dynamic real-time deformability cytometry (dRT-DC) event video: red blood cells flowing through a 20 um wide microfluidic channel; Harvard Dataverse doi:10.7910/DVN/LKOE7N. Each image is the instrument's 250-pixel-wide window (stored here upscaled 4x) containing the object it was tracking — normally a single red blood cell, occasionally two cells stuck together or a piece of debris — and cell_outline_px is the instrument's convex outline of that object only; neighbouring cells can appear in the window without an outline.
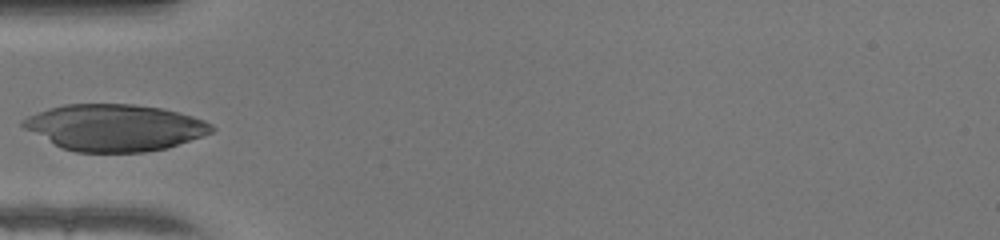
{"species": "human", "species_latin": "Homo sapiens", "temperature_condition": "warm", "stored_images_in_passage": 24, "camera_frame_rate_fps": 3000, "um_per_image_px": 0.085, "donor": {"sex": "female"}, "frame": {"image": 1, "passage_image": 1, "time_ms": 0.0, "image_size_px": [1000, 240], "cell_outline_px": [[216, 128], [212, 132], [168, 148], [144, 152], [76, 152], [60, 148], [24, 128], [20, 124], [20, 120], [28, 116], [48, 108], [64, 104], [132, 104], [164, 108], [192, 116], [204, 120], [212, 124]], "centroid_in_image_um": [9.74, 10.84], "position_along_channel_um": 75.3, "area_um2": 51.38}}
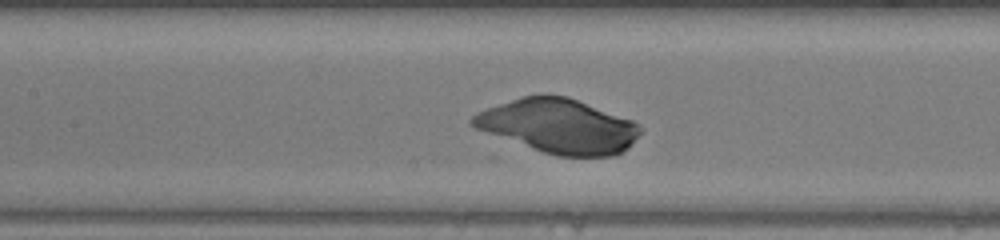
{"frame": {"image": 2, "passage_image": 7, "time_ms": 2.0, "image_size_px": [1000, 240], "cell_outline_px": [[644, 128], [632, 144], [628, 148], [616, 156], [556, 156], [532, 148], [476, 128], [468, 124], [468, 120], [476, 112], [524, 96], [544, 92], [548, 92], [568, 96], [632, 120], [640, 124]], "centroid_in_image_um": [47.51, 10.69], "position_along_channel_um": 159.9, "area_um2": 53.06}}
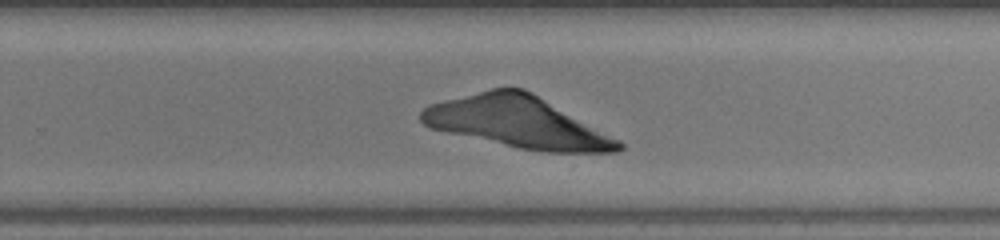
{"frame": {"image": 3, "passage_image": 16, "time_ms": 5.0, "image_size_px": [1000, 240], "cell_outline_px": [[624, 148], [616, 152], [544, 152], [520, 148], [428, 128], [420, 120], [420, 112], [428, 104], [492, 88], [524, 88], [532, 92], [620, 140], [624, 144]], "centroid_in_image_um": [43.98, 10.39], "position_along_channel_um": 285.8, "area_um2": 58.61}}